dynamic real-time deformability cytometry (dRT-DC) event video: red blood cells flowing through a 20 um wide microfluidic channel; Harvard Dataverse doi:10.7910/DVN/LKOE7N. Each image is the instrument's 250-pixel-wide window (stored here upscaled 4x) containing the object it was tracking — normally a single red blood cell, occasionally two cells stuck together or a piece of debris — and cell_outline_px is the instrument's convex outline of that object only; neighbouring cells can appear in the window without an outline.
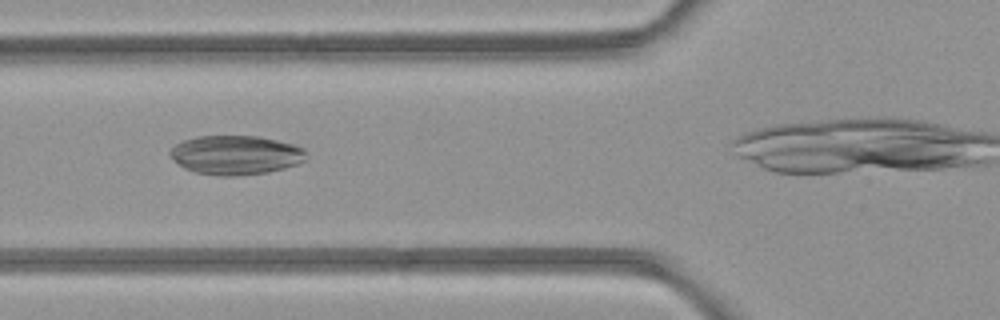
{"species": "common noctule bat (a hibernating species)", "species_latin": "Nyctalus noctula", "temperature_condition": "room temperature", "stored_images_in_passage": 3, "camera_frame_rate_fps": 3000, "um_per_image_px": 0.085, "animal": {"sex": "female", "body_mass_g": 21.9}, "frame": {"image": 1, "passage_image": 3, "time_ms": 2.333, "image_size_px": [1000, 320], "cell_outline_px": [[308, 156], [304, 160], [296, 164], [284, 168], [268, 172], [236, 176], [220, 176], [196, 172], [184, 168], [168, 156], [168, 152], [176, 144], [184, 140], [196, 136], [260, 136], [292, 144], [304, 148]], "centroid_in_image_um": [20.02, 13.17], "position_along_channel_um": 105.8, "area_um2": 31.15}}